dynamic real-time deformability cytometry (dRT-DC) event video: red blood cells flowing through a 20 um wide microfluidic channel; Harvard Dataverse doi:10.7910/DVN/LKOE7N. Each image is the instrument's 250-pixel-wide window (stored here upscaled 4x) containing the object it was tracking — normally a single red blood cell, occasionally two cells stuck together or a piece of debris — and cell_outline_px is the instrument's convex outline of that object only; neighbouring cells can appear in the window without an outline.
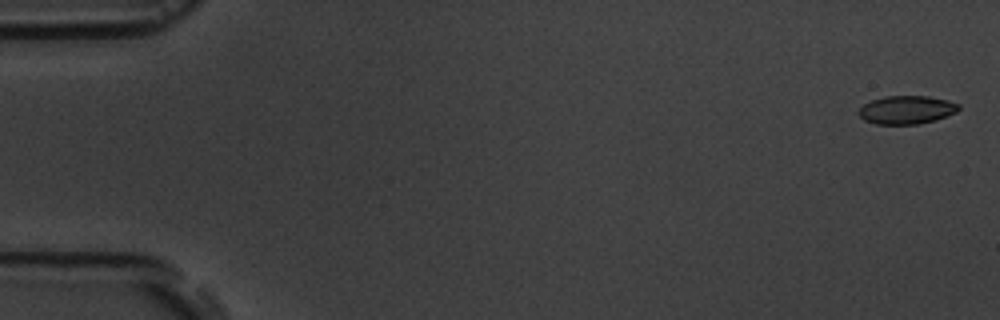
{"species": "common noctule bat (a hibernating species)", "species_latin": "Nyctalus noctula", "temperature_condition": "room temperature", "stored_images_in_passage": 7, "camera_frame_rate_fps": 3000, "um_per_image_px": 0.085, "animal": {"sex": "male", "body_mass_g": 19.5, "forearm_length_mm": 54.6}, "frame": {"image": 1, "passage_image": 1, "time_ms": 0.0, "image_size_px": [1000, 320], "cell_outline_px": [[960, 108], [956, 112], [936, 120], [920, 124], [876, 124], [864, 120], [856, 112], [864, 104], [872, 100], [884, 96], [928, 96], [948, 100], [960, 104]], "centroid_in_image_um": [77.06, 9.34], "position_along_channel_um": 7.9, "area_um2": 16.59}}
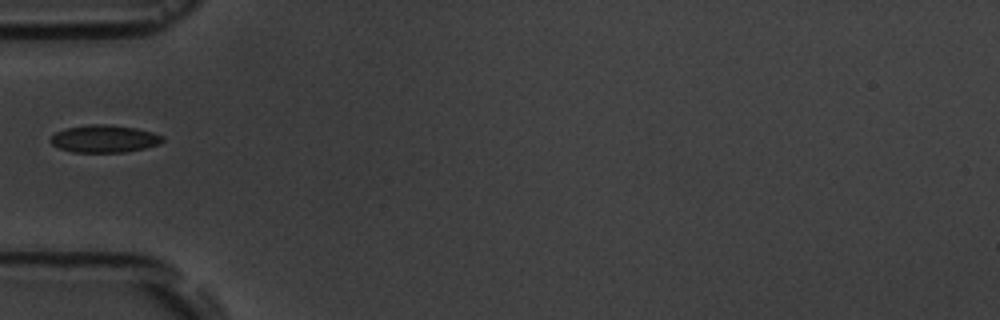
{"frame": {"image": 2, "passage_image": 6, "time_ms": 5.667, "image_size_px": [1000, 320], "cell_outline_px": [[164, 140], [160, 144], [144, 148], [124, 152], [72, 152], [60, 148], [52, 144], [48, 140], [56, 132], [64, 128], [92, 124], [104, 124], [136, 128], [152, 132], [164, 136]], "centroid_in_image_um": [8.86, 11.79], "position_along_channel_um": 76.1, "area_um2": 17.92}}
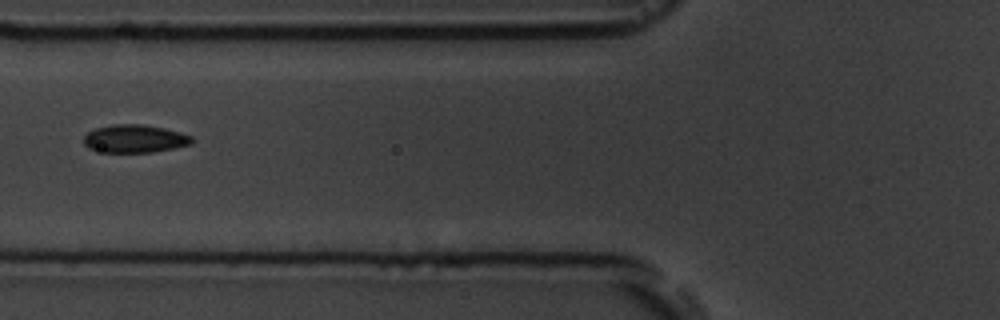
{"frame": {"image": 3, "passage_image": 7, "time_ms": 6.667, "image_size_px": [1000, 320], "cell_outline_px": [[192, 144], [152, 152], [104, 152], [88, 148], [84, 144], [84, 136], [88, 132], [96, 128], [112, 124], [144, 124], [164, 128], [180, 132], [192, 136]], "centroid_in_image_um": [11.44, 11.78], "position_along_channel_um": 114.4, "area_um2": 17.57}}